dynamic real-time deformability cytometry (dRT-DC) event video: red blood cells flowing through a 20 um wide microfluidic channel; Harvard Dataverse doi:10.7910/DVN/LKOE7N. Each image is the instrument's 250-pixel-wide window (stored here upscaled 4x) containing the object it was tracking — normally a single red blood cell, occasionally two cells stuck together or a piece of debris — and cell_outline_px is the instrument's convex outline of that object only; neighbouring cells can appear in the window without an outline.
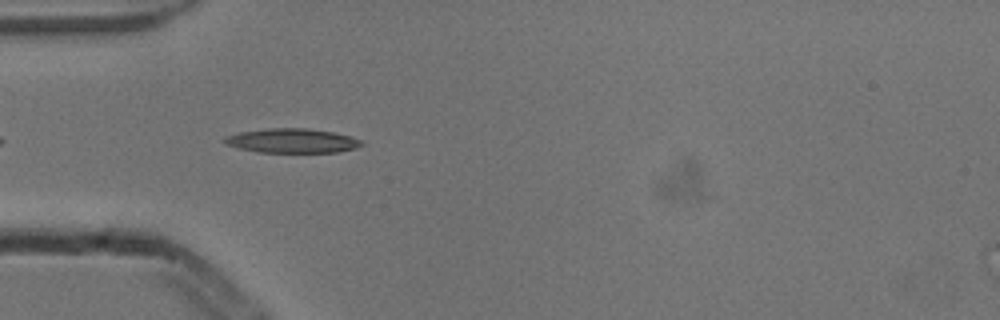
{"species": "common noctule bat (a hibernating species)", "species_latin": "Nyctalus noctula", "temperature_condition": "cold", "stored_images_in_passage": 5, "camera_frame_rate_fps": 3000, "um_per_image_px": 0.085, "animal": {"sex": "male", "body_mass_g": 13.3}, "frame": {"image": 1, "passage_image": 5, "time_ms": 1.333, "image_size_px": [1000, 320], "cell_outline_px": [[364, 144], [356, 148], [336, 152], [260, 152], [240, 148], [224, 144], [220, 140], [224, 136], [240, 132], [268, 128], [308, 128], [332, 132], [364, 140]], "centroid_in_image_um": [24.8, 11.96], "position_along_channel_um": 60.2, "area_um2": 19.48}}